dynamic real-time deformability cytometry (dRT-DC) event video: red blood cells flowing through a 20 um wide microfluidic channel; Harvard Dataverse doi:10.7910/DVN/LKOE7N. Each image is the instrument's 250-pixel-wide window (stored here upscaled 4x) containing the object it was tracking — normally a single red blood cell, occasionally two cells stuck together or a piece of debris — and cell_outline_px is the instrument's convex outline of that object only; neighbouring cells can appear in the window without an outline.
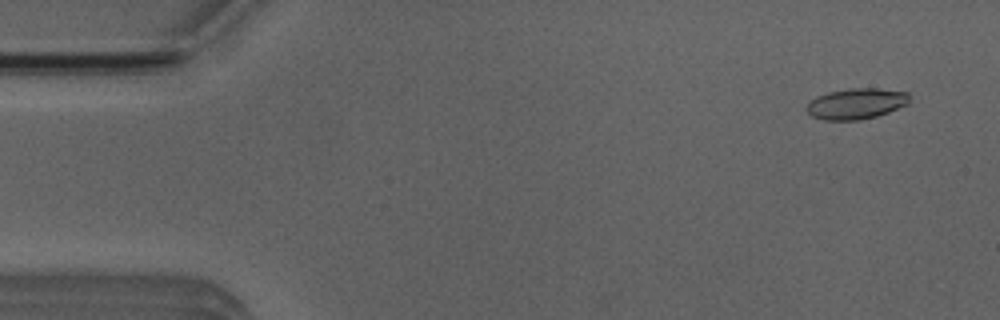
{"species": "Egyptian fruit bat (a non-hibernating species)", "species_latin": "Rousettus aegyptiacus", "temperature_condition": "room temperature", "stored_images_in_passage": 21, "camera_frame_rate_fps": 3000, "um_per_image_px": 0.085, "animal": {"sex": "male"}, "frame": {"image": 1, "passage_image": 3, "time_ms": 0.667, "image_size_px": [1000, 320], "cell_outline_px": [[908, 104], [888, 112], [876, 116], [860, 120], [824, 120], [812, 116], [804, 108], [816, 96], [828, 92], [852, 88], [876, 88], [908, 92]], "centroid_in_image_um": [72.76, 8.81], "position_along_channel_um": 12.2, "area_um2": 18.38}}